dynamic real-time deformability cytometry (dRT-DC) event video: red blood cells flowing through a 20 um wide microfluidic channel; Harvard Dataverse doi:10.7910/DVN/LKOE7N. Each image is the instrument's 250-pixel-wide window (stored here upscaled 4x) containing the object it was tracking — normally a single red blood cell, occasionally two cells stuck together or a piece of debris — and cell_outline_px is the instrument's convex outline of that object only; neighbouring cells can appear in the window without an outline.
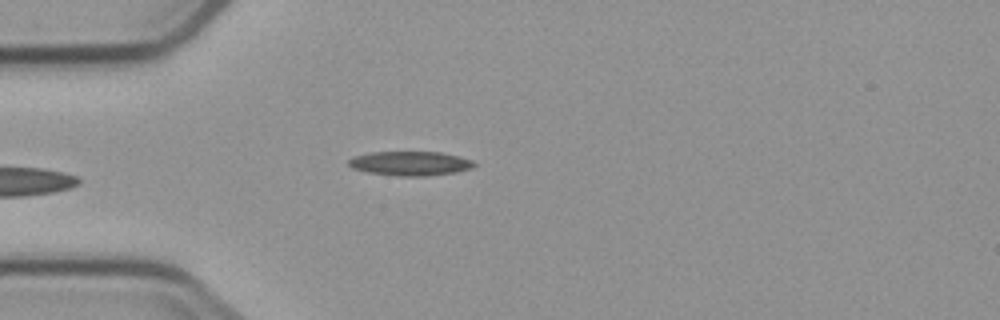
{"species": "common noctule bat (a hibernating species)", "species_latin": "Nyctalus noctula", "temperature_condition": "cold", "stored_images_in_passage": 3, "camera_frame_rate_fps": 3000, "um_per_image_px": 0.085, "animal": {"sex": "male", "body_mass_g": 23.1, "forearm_length_mm": 52.7}, "frame": {"image": 1, "passage_image": 3, "time_ms": 3.0, "image_size_px": [1000, 320], "cell_outline_px": [[476, 164], [472, 168], [456, 172], [424, 176], [400, 176], [368, 172], [352, 168], [348, 164], [348, 160], [352, 156], [372, 152], [440, 152], [460, 156], [472, 160]], "centroid_in_image_um": [34.87, 13.88], "position_along_channel_um": 50.1, "area_um2": 17.74}}